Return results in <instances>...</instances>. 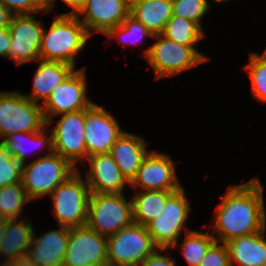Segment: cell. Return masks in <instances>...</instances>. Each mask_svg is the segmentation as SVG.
<instances>
[{"instance_id":"cell-1","label":"cell","mask_w":266,"mask_h":266,"mask_svg":"<svg viewBox=\"0 0 266 266\" xmlns=\"http://www.w3.org/2000/svg\"><path fill=\"white\" fill-rule=\"evenodd\" d=\"M263 186L258 177L250 181L228 187L216 209L213 236L216 241L228 240L257 233L266 228V209Z\"/></svg>"},{"instance_id":"cell-2","label":"cell","mask_w":266,"mask_h":266,"mask_svg":"<svg viewBox=\"0 0 266 266\" xmlns=\"http://www.w3.org/2000/svg\"><path fill=\"white\" fill-rule=\"evenodd\" d=\"M90 37L75 15L59 14L48 30L43 29L40 59L59 61L75 67V58Z\"/></svg>"},{"instance_id":"cell-3","label":"cell","mask_w":266,"mask_h":266,"mask_svg":"<svg viewBox=\"0 0 266 266\" xmlns=\"http://www.w3.org/2000/svg\"><path fill=\"white\" fill-rule=\"evenodd\" d=\"M47 125L41 103L17 91H0V138L18 132H38Z\"/></svg>"},{"instance_id":"cell-4","label":"cell","mask_w":266,"mask_h":266,"mask_svg":"<svg viewBox=\"0 0 266 266\" xmlns=\"http://www.w3.org/2000/svg\"><path fill=\"white\" fill-rule=\"evenodd\" d=\"M133 222L132 201L123 193H91L86 223L90 229L109 237Z\"/></svg>"},{"instance_id":"cell-5","label":"cell","mask_w":266,"mask_h":266,"mask_svg":"<svg viewBox=\"0 0 266 266\" xmlns=\"http://www.w3.org/2000/svg\"><path fill=\"white\" fill-rule=\"evenodd\" d=\"M152 38L158 41L145 50L144 55L151 65L156 79L172 76L201 64L208 57L196 50L195 46L181 45L162 34Z\"/></svg>"},{"instance_id":"cell-6","label":"cell","mask_w":266,"mask_h":266,"mask_svg":"<svg viewBox=\"0 0 266 266\" xmlns=\"http://www.w3.org/2000/svg\"><path fill=\"white\" fill-rule=\"evenodd\" d=\"M26 165L21 183L29 200L50 195L57 186L78 170L55 152Z\"/></svg>"},{"instance_id":"cell-7","label":"cell","mask_w":266,"mask_h":266,"mask_svg":"<svg viewBox=\"0 0 266 266\" xmlns=\"http://www.w3.org/2000/svg\"><path fill=\"white\" fill-rule=\"evenodd\" d=\"M80 174L77 170L50 194L53 212L60 226L73 228L87 223L91 191Z\"/></svg>"},{"instance_id":"cell-8","label":"cell","mask_w":266,"mask_h":266,"mask_svg":"<svg viewBox=\"0 0 266 266\" xmlns=\"http://www.w3.org/2000/svg\"><path fill=\"white\" fill-rule=\"evenodd\" d=\"M156 249L146 226L135 222L107 237V260L119 266H139Z\"/></svg>"},{"instance_id":"cell-9","label":"cell","mask_w":266,"mask_h":266,"mask_svg":"<svg viewBox=\"0 0 266 266\" xmlns=\"http://www.w3.org/2000/svg\"><path fill=\"white\" fill-rule=\"evenodd\" d=\"M190 206L184 188L174 191L166 200L159 216L146 225L154 243L160 248L177 246L182 229L191 231L185 225L189 217Z\"/></svg>"},{"instance_id":"cell-10","label":"cell","mask_w":266,"mask_h":266,"mask_svg":"<svg viewBox=\"0 0 266 266\" xmlns=\"http://www.w3.org/2000/svg\"><path fill=\"white\" fill-rule=\"evenodd\" d=\"M85 74V68L75 70L54 88L50 97L42 104L47 124H52V118L56 115L84 110L94 103L86 96Z\"/></svg>"},{"instance_id":"cell-11","label":"cell","mask_w":266,"mask_h":266,"mask_svg":"<svg viewBox=\"0 0 266 266\" xmlns=\"http://www.w3.org/2000/svg\"><path fill=\"white\" fill-rule=\"evenodd\" d=\"M53 128V150L74 167L86 157L85 109L61 114Z\"/></svg>"},{"instance_id":"cell-12","label":"cell","mask_w":266,"mask_h":266,"mask_svg":"<svg viewBox=\"0 0 266 266\" xmlns=\"http://www.w3.org/2000/svg\"><path fill=\"white\" fill-rule=\"evenodd\" d=\"M8 29L11 34L8 58L17 66L37 61L44 29L41 21L36 20L33 14L13 15Z\"/></svg>"},{"instance_id":"cell-13","label":"cell","mask_w":266,"mask_h":266,"mask_svg":"<svg viewBox=\"0 0 266 266\" xmlns=\"http://www.w3.org/2000/svg\"><path fill=\"white\" fill-rule=\"evenodd\" d=\"M107 260V237L87 225L70 228L63 266H94Z\"/></svg>"},{"instance_id":"cell-14","label":"cell","mask_w":266,"mask_h":266,"mask_svg":"<svg viewBox=\"0 0 266 266\" xmlns=\"http://www.w3.org/2000/svg\"><path fill=\"white\" fill-rule=\"evenodd\" d=\"M84 131L86 158L109 153L116 139L123 132L117 120L96 103L85 109Z\"/></svg>"},{"instance_id":"cell-15","label":"cell","mask_w":266,"mask_h":266,"mask_svg":"<svg viewBox=\"0 0 266 266\" xmlns=\"http://www.w3.org/2000/svg\"><path fill=\"white\" fill-rule=\"evenodd\" d=\"M178 180L175 163L170 156L151 151L144 157L130 185L136 190L141 187L142 191H177L183 187Z\"/></svg>"},{"instance_id":"cell-16","label":"cell","mask_w":266,"mask_h":266,"mask_svg":"<svg viewBox=\"0 0 266 266\" xmlns=\"http://www.w3.org/2000/svg\"><path fill=\"white\" fill-rule=\"evenodd\" d=\"M129 10V0H86L76 16L90 36L93 31L106 35L112 28L122 24L129 16ZM80 15L85 17L81 19Z\"/></svg>"},{"instance_id":"cell-17","label":"cell","mask_w":266,"mask_h":266,"mask_svg":"<svg viewBox=\"0 0 266 266\" xmlns=\"http://www.w3.org/2000/svg\"><path fill=\"white\" fill-rule=\"evenodd\" d=\"M69 235L70 228L65 226L45 232L40 237H35L33 231L28 257L37 266H63Z\"/></svg>"},{"instance_id":"cell-18","label":"cell","mask_w":266,"mask_h":266,"mask_svg":"<svg viewBox=\"0 0 266 266\" xmlns=\"http://www.w3.org/2000/svg\"><path fill=\"white\" fill-rule=\"evenodd\" d=\"M90 170L86 182L91 193H123L125 183H129L110 153L87 157Z\"/></svg>"},{"instance_id":"cell-19","label":"cell","mask_w":266,"mask_h":266,"mask_svg":"<svg viewBox=\"0 0 266 266\" xmlns=\"http://www.w3.org/2000/svg\"><path fill=\"white\" fill-rule=\"evenodd\" d=\"M120 172L129 182L135 178L147 151V142L139 135L123 131L109 152Z\"/></svg>"},{"instance_id":"cell-20","label":"cell","mask_w":266,"mask_h":266,"mask_svg":"<svg viewBox=\"0 0 266 266\" xmlns=\"http://www.w3.org/2000/svg\"><path fill=\"white\" fill-rule=\"evenodd\" d=\"M40 62L33 79L32 95L28 99L38 103L43 99L44 104L56 86L63 83L76 69L67 63L38 59Z\"/></svg>"},{"instance_id":"cell-21","label":"cell","mask_w":266,"mask_h":266,"mask_svg":"<svg viewBox=\"0 0 266 266\" xmlns=\"http://www.w3.org/2000/svg\"><path fill=\"white\" fill-rule=\"evenodd\" d=\"M266 228L257 233L235 237L225 242L230 258L241 266H266Z\"/></svg>"},{"instance_id":"cell-22","label":"cell","mask_w":266,"mask_h":266,"mask_svg":"<svg viewBox=\"0 0 266 266\" xmlns=\"http://www.w3.org/2000/svg\"><path fill=\"white\" fill-rule=\"evenodd\" d=\"M129 4V16L142 23L153 36L164 32L166 23L172 16V0Z\"/></svg>"},{"instance_id":"cell-23","label":"cell","mask_w":266,"mask_h":266,"mask_svg":"<svg viewBox=\"0 0 266 266\" xmlns=\"http://www.w3.org/2000/svg\"><path fill=\"white\" fill-rule=\"evenodd\" d=\"M33 231L30 222L18 219L6 220V230L0 240V256H5L3 260H13L26 255L31 246Z\"/></svg>"},{"instance_id":"cell-24","label":"cell","mask_w":266,"mask_h":266,"mask_svg":"<svg viewBox=\"0 0 266 266\" xmlns=\"http://www.w3.org/2000/svg\"><path fill=\"white\" fill-rule=\"evenodd\" d=\"M174 191L150 190L134 195L132 201L133 221L146 226L162 212L167 198Z\"/></svg>"},{"instance_id":"cell-25","label":"cell","mask_w":266,"mask_h":266,"mask_svg":"<svg viewBox=\"0 0 266 266\" xmlns=\"http://www.w3.org/2000/svg\"><path fill=\"white\" fill-rule=\"evenodd\" d=\"M162 35L175 43L189 46H195L205 36L197 23L174 15L166 23Z\"/></svg>"},{"instance_id":"cell-26","label":"cell","mask_w":266,"mask_h":266,"mask_svg":"<svg viewBox=\"0 0 266 266\" xmlns=\"http://www.w3.org/2000/svg\"><path fill=\"white\" fill-rule=\"evenodd\" d=\"M47 126L38 131V132H18V133H12L8 136H6L3 140L0 141V143L8 150L12 152L13 155L21 157L23 160L26 161L27 159V151L25 142L23 141L24 138L29 140L28 143L32 142L34 147L40 149L43 147H47L46 144L49 146V154H52L54 152L53 150V136L52 132H50V137H48L45 132ZM47 136V137H46ZM27 142V141H26ZM31 143V144H32ZM36 145V146H35ZM33 147V148H34ZM31 148V147H30ZM35 150V148H34ZM32 151V150H31Z\"/></svg>"},{"instance_id":"cell-27","label":"cell","mask_w":266,"mask_h":266,"mask_svg":"<svg viewBox=\"0 0 266 266\" xmlns=\"http://www.w3.org/2000/svg\"><path fill=\"white\" fill-rule=\"evenodd\" d=\"M22 183H14L0 188V219H18L25 203L29 202Z\"/></svg>"},{"instance_id":"cell-28","label":"cell","mask_w":266,"mask_h":266,"mask_svg":"<svg viewBox=\"0 0 266 266\" xmlns=\"http://www.w3.org/2000/svg\"><path fill=\"white\" fill-rule=\"evenodd\" d=\"M214 235L192 230L186 232L182 253L190 266H198L209 247L216 241Z\"/></svg>"},{"instance_id":"cell-29","label":"cell","mask_w":266,"mask_h":266,"mask_svg":"<svg viewBox=\"0 0 266 266\" xmlns=\"http://www.w3.org/2000/svg\"><path fill=\"white\" fill-rule=\"evenodd\" d=\"M25 162L0 143V188L21 182V176L27 167Z\"/></svg>"},{"instance_id":"cell-30","label":"cell","mask_w":266,"mask_h":266,"mask_svg":"<svg viewBox=\"0 0 266 266\" xmlns=\"http://www.w3.org/2000/svg\"><path fill=\"white\" fill-rule=\"evenodd\" d=\"M251 79V90L254 98L266 103V60L257 53L249 54V63L245 66Z\"/></svg>"},{"instance_id":"cell-31","label":"cell","mask_w":266,"mask_h":266,"mask_svg":"<svg viewBox=\"0 0 266 266\" xmlns=\"http://www.w3.org/2000/svg\"><path fill=\"white\" fill-rule=\"evenodd\" d=\"M106 36L110 38L118 36V41L124 45L137 43L143 36L153 37L142 23L134 20L131 16L126 17L119 26L112 28Z\"/></svg>"},{"instance_id":"cell-32","label":"cell","mask_w":266,"mask_h":266,"mask_svg":"<svg viewBox=\"0 0 266 266\" xmlns=\"http://www.w3.org/2000/svg\"><path fill=\"white\" fill-rule=\"evenodd\" d=\"M209 9L208 0H172V15L191 20L201 28V19Z\"/></svg>"},{"instance_id":"cell-33","label":"cell","mask_w":266,"mask_h":266,"mask_svg":"<svg viewBox=\"0 0 266 266\" xmlns=\"http://www.w3.org/2000/svg\"><path fill=\"white\" fill-rule=\"evenodd\" d=\"M12 14H34L47 11L46 0H0Z\"/></svg>"},{"instance_id":"cell-34","label":"cell","mask_w":266,"mask_h":266,"mask_svg":"<svg viewBox=\"0 0 266 266\" xmlns=\"http://www.w3.org/2000/svg\"><path fill=\"white\" fill-rule=\"evenodd\" d=\"M215 241L208 249L198 266H231L228 248L225 243Z\"/></svg>"},{"instance_id":"cell-35","label":"cell","mask_w":266,"mask_h":266,"mask_svg":"<svg viewBox=\"0 0 266 266\" xmlns=\"http://www.w3.org/2000/svg\"><path fill=\"white\" fill-rule=\"evenodd\" d=\"M168 248L156 249L153 253L147 256L139 266H175V260L169 255H162L161 253ZM158 250V252H157ZM161 254V255H160Z\"/></svg>"},{"instance_id":"cell-36","label":"cell","mask_w":266,"mask_h":266,"mask_svg":"<svg viewBox=\"0 0 266 266\" xmlns=\"http://www.w3.org/2000/svg\"><path fill=\"white\" fill-rule=\"evenodd\" d=\"M55 0H46L47 12L50 11L54 6ZM65 4L72 8L71 12L64 13V15H77L84 7L86 0H62Z\"/></svg>"},{"instance_id":"cell-37","label":"cell","mask_w":266,"mask_h":266,"mask_svg":"<svg viewBox=\"0 0 266 266\" xmlns=\"http://www.w3.org/2000/svg\"><path fill=\"white\" fill-rule=\"evenodd\" d=\"M11 34L8 28H0V55L8 58Z\"/></svg>"},{"instance_id":"cell-38","label":"cell","mask_w":266,"mask_h":266,"mask_svg":"<svg viewBox=\"0 0 266 266\" xmlns=\"http://www.w3.org/2000/svg\"><path fill=\"white\" fill-rule=\"evenodd\" d=\"M13 15L14 14L0 3V28H8Z\"/></svg>"},{"instance_id":"cell-39","label":"cell","mask_w":266,"mask_h":266,"mask_svg":"<svg viewBox=\"0 0 266 266\" xmlns=\"http://www.w3.org/2000/svg\"><path fill=\"white\" fill-rule=\"evenodd\" d=\"M18 266H37V265L26 254L18 258Z\"/></svg>"},{"instance_id":"cell-40","label":"cell","mask_w":266,"mask_h":266,"mask_svg":"<svg viewBox=\"0 0 266 266\" xmlns=\"http://www.w3.org/2000/svg\"><path fill=\"white\" fill-rule=\"evenodd\" d=\"M0 266H18V258L13 260L1 261Z\"/></svg>"},{"instance_id":"cell-41","label":"cell","mask_w":266,"mask_h":266,"mask_svg":"<svg viewBox=\"0 0 266 266\" xmlns=\"http://www.w3.org/2000/svg\"><path fill=\"white\" fill-rule=\"evenodd\" d=\"M6 230V219H0V240L4 236Z\"/></svg>"},{"instance_id":"cell-42","label":"cell","mask_w":266,"mask_h":266,"mask_svg":"<svg viewBox=\"0 0 266 266\" xmlns=\"http://www.w3.org/2000/svg\"><path fill=\"white\" fill-rule=\"evenodd\" d=\"M94 266H119V265L115 264L110 260H104L102 262H99L98 264H95Z\"/></svg>"},{"instance_id":"cell-43","label":"cell","mask_w":266,"mask_h":266,"mask_svg":"<svg viewBox=\"0 0 266 266\" xmlns=\"http://www.w3.org/2000/svg\"><path fill=\"white\" fill-rule=\"evenodd\" d=\"M152 0H129V3H142V2H149Z\"/></svg>"},{"instance_id":"cell-44","label":"cell","mask_w":266,"mask_h":266,"mask_svg":"<svg viewBox=\"0 0 266 266\" xmlns=\"http://www.w3.org/2000/svg\"><path fill=\"white\" fill-rule=\"evenodd\" d=\"M212 1H214V2H216V3H223V2H226V1H228V0H212Z\"/></svg>"},{"instance_id":"cell-45","label":"cell","mask_w":266,"mask_h":266,"mask_svg":"<svg viewBox=\"0 0 266 266\" xmlns=\"http://www.w3.org/2000/svg\"><path fill=\"white\" fill-rule=\"evenodd\" d=\"M260 56L266 60V50Z\"/></svg>"}]
</instances>
